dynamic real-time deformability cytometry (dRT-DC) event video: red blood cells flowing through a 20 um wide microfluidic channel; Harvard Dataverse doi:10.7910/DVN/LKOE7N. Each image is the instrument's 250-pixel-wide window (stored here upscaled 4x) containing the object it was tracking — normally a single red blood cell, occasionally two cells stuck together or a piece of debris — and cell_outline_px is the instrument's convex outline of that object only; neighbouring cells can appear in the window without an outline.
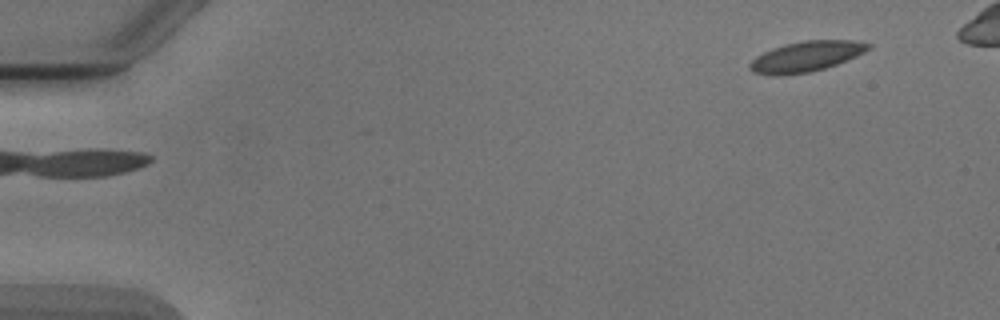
{"species": "Egyptian fruit bat (a non-hibernating species)", "species_latin": "Rousettus aegyptiacus", "temperature_condition": "cold", "stored_images_in_passage": 3, "camera_frame_rate_fps": 3000, "um_per_image_px": 0.085, "animal": {"sex": "male"}, "frame": {"image": 1, "passage_image": 3, "time_ms": 2.667, "image_size_px": [1000, 320], "cell_outline_px": [[872, 48], [856, 56], [836, 64], [824, 68], [808, 72], [784, 76], [772, 76], [752, 72], [748, 68], [748, 64], [756, 56], [772, 48], [784, 44], [804, 40], [856, 40], [872, 44]], "centroid_in_image_um": [68.5, 4.8], "position_along_channel_um": 16.5, "area_um2": 21.21}}